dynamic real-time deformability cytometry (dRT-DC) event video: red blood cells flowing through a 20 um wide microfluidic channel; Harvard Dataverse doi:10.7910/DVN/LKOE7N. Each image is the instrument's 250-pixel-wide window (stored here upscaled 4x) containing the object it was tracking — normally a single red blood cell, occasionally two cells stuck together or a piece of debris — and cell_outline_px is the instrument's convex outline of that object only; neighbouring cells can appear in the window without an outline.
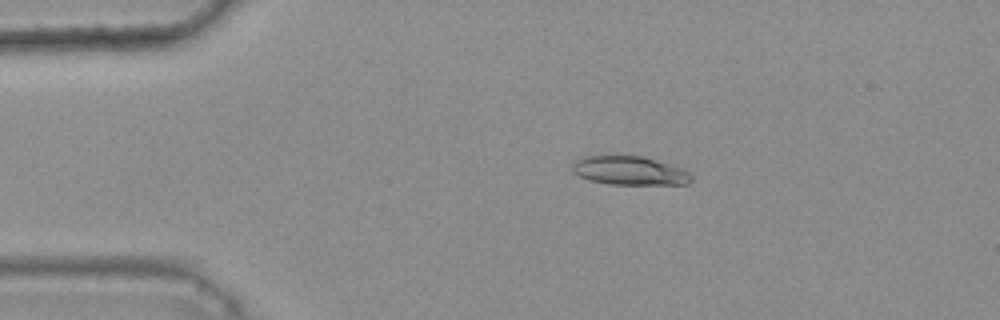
{"species": "common noctule bat (a hibernating species)", "species_latin": "Nyctalus noctula", "temperature_condition": "warm", "stored_images_in_passage": 39, "camera_frame_rate_fps": 3000, "um_per_image_px": 0.085, "animal": {"sex": "female", "body_mass_g": 25.1}, "frame": {"image": 1, "passage_image": 1, "time_ms": 0.0, "image_size_px": [1000, 320], "cell_outline_px": [[692, 180], [688, 184], [608, 184], [588, 180], [572, 172], [572, 164], [576, 160], [584, 156], [640, 156], [656, 160], [684, 168], [692, 176]], "centroid_in_image_um": [53.51, 14.51], "position_along_channel_um": 31.5, "area_um2": 19.94}}
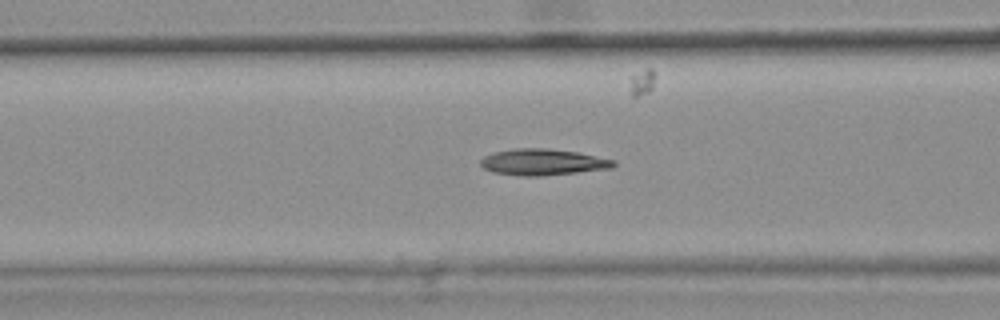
{"frame": {"image": 2, "passage_image": 12, "time_ms": 3.667, "image_size_px": [1000, 320], "cell_outline_px": [[616, 164], [612, 168], [540, 176], [524, 176], [492, 172], [484, 168], [480, 164], [480, 160], [484, 156], [492, 152], [516, 148], [544, 148], [576, 152], [616, 160]], "centroid_in_image_um": [46.11, 13.77], "position_along_channel_um": 120.5, "area_um2": 20.29}}
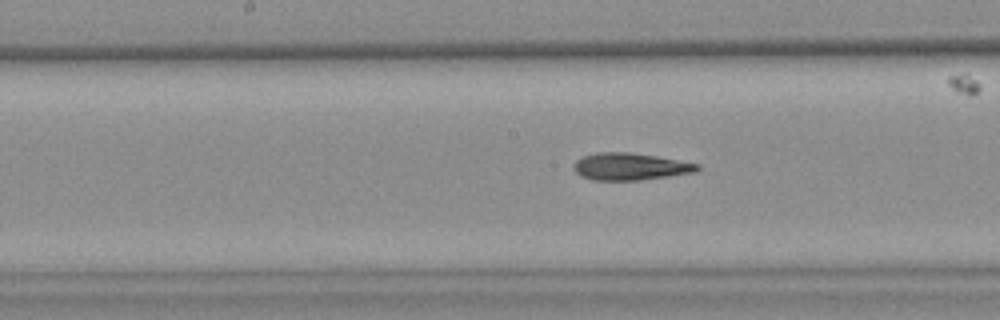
{"frame": {"image": 3, "passage_image": 18, "time_ms": 5.667, "image_size_px": [1000, 320], "cell_outline_px": [[700, 168], [696, 172], [640, 180], [592, 180], [580, 176], [572, 168], [576, 160], [584, 156], [596, 152], [632, 152], [656, 156], [700, 164]], "centroid_in_image_um": [53.55, 14.15], "position_along_channel_um": 194.7, "area_um2": 19.59}, "authors_computed_cell_mechanics": {"area_um2": 19.363, "velocity_mm_per_s": 3.7101, "shape_relaxation_time_tau1_ms": null, "shape_relaxation_time_tau2_ms": 4.7984, "deformation_change_tau1": null, "deformation_change_tau2": 0.1548}}